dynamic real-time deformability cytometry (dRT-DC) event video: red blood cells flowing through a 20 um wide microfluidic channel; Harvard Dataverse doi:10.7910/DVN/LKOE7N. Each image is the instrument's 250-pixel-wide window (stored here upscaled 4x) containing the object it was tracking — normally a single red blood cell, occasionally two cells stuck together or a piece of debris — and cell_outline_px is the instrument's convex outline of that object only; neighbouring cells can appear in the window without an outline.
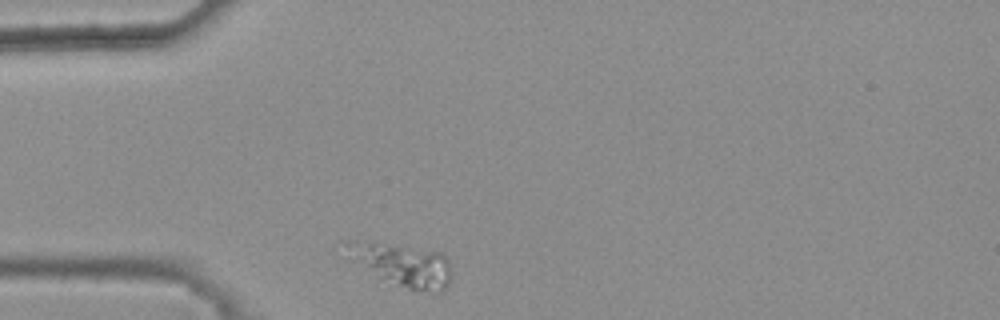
{"species": "common noctule bat (a hibernating species)", "species_latin": "Nyctalus noctula", "temperature_condition": "warm", "stored_images_in_passage": 31, "camera_frame_rate_fps": 3000, "um_per_image_px": 0.085, "animal": {"sex": "female", "body_mass_g": 25.1}, "frame": {"image": 1, "passage_image": 1, "time_ms": 0.0, "image_size_px": [1000, 320], "cell_outline_px": [[452, 276], [448, 288], [444, 292], [440, 292], [384, 288], [352, 260], [340, 240], [368, 240], [444, 252], [448, 260], [452, 272]], "centroid_in_image_um": [34.12, 22.56], "position_along_channel_um": 50.9, "area_um2": 28.61}}
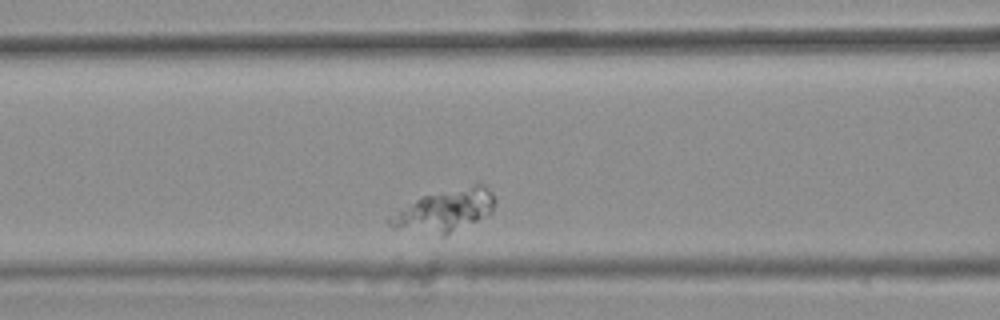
{"frame": {"image": 2, "passage_image": 9, "time_ms": 2.667, "image_size_px": [1000, 320], "cell_outline_px": [[496, 200], [492, 212], [488, 216], [444, 236], [392, 228], [388, 224], [388, 216], [420, 196], [480, 180], [492, 192]], "centroid_in_image_um": [37.85, 17.85], "position_along_channel_um": 128.7, "area_um2": 26.76}}
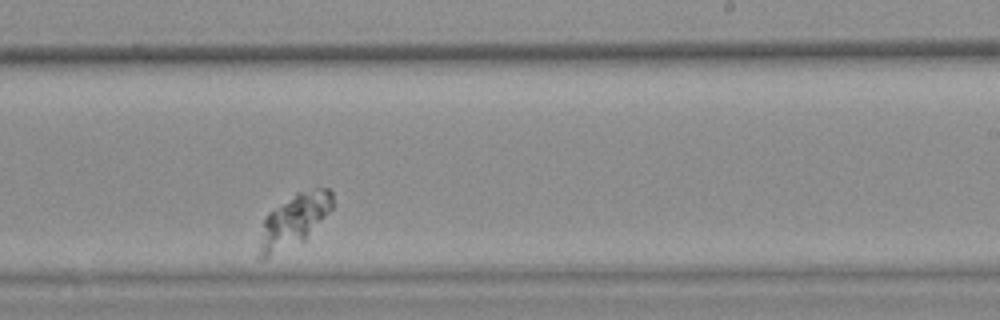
{"frame": {"image": 3, "passage_image": 21, "time_ms": 6.667, "image_size_px": [1000, 320], "cell_outline_px": [[332, 208], [304, 240], [264, 260], [256, 260], [256, 244], [264, 216], [268, 212], [296, 192], [312, 188], [328, 188], [332, 192]], "centroid_in_image_um": [24.86, 18.79], "position_along_channel_um": 264.1, "area_um2": 23.06}}